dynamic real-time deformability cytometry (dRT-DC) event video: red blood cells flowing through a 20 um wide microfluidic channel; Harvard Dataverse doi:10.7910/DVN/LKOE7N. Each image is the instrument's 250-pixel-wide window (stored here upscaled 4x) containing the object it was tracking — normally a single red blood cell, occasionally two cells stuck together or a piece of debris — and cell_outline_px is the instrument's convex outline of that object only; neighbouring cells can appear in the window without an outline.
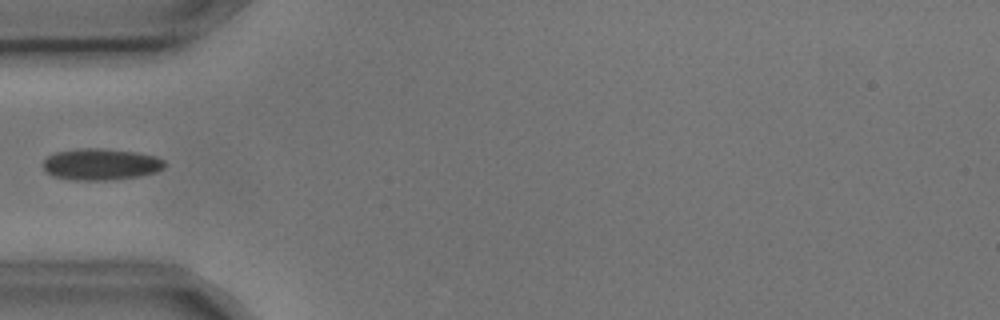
{"species": "common noctule bat (a hibernating species)", "species_latin": "Nyctalus noctula", "temperature_condition": "cold", "stored_images_in_passage": 1, "camera_frame_rate_fps": 3000, "um_per_image_px": 0.085, "animal": {"sex": "male", "body_mass_g": 17.9, "forearm_length_mm": 54.2}, "frame": {"image": 1, "passage_image": 1, "time_ms": 0.0, "image_size_px": [1000, 320], "cell_outline_px": [[164, 168], [156, 172], [140, 176], [112, 180], [76, 180], [52, 176], [44, 168], [44, 160], [48, 156], [56, 152], [76, 148], [100, 148], [136, 152], [156, 156], [164, 160]], "centroid_in_image_um": [8.59, 13.96], "position_along_channel_um": 76.4, "area_um2": 22.37}}